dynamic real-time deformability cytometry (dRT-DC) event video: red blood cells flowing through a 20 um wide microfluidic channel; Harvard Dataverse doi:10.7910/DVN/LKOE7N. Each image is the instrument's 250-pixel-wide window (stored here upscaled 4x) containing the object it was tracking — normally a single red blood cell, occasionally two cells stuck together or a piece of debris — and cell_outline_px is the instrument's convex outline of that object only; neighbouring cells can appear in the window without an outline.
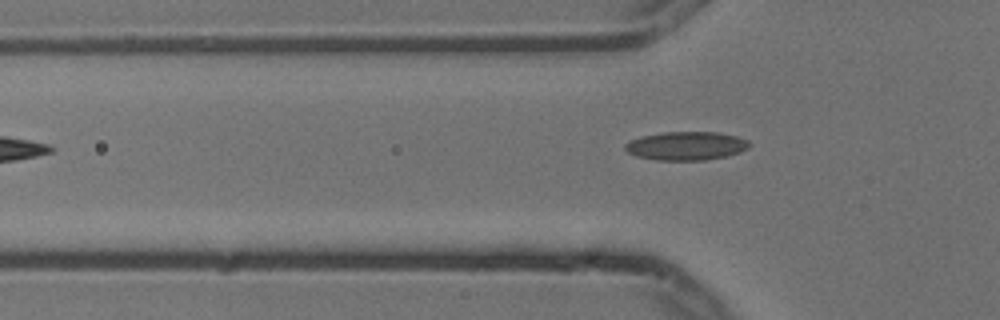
{"species": "common noctule bat (a hibernating species)", "species_latin": "Nyctalus noctula", "temperature_condition": "cold", "stored_images_in_passage": 2, "camera_frame_rate_fps": 3000, "um_per_image_px": 0.085, "animal": {"sex": "male", "body_mass_g": 13.3}, "frame": {"image": 1, "passage_image": 2, "time_ms": 0.333, "image_size_px": [1000, 320], "cell_outline_px": [[752, 144], [748, 148], [740, 152], [724, 156], [704, 160], [656, 160], [636, 156], [628, 152], [624, 148], [624, 144], [628, 140], [640, 136], [664, 132], [716, 132], [736, 136], [748, 140]], "centroid_in_image_um": [58.3, 12.39], "position_along_channel_um": 67.5, "area_um2": 20.75}}